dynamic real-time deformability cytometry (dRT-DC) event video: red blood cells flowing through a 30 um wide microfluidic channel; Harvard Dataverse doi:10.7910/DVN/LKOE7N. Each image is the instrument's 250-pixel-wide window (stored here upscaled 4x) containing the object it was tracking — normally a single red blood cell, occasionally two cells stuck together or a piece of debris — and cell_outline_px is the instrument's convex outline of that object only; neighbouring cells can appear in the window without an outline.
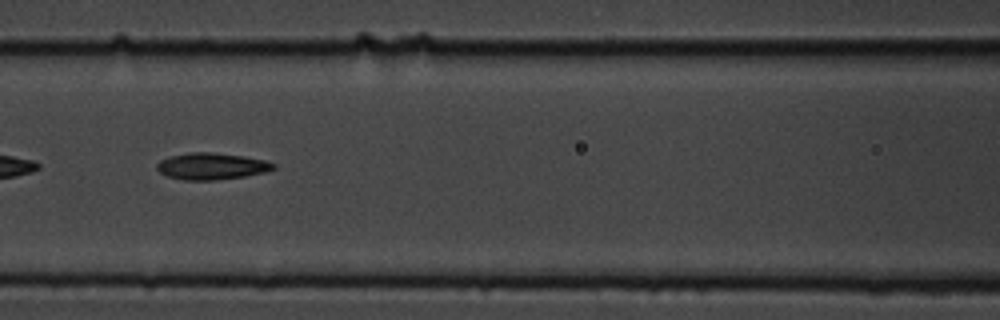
{"species": "common noctule bat (a hibernating species)", "species_latin": "Nyctalus noctula", "temperature_condition": "cold", "stored_images_in_passage": 54, "camera_frame_rate_fps": 3000, "um_per_image_px": 0.085, "animal": {"sex": "male", "body_mass_g": 19.5, "forearm_length_mm": 54.6}, "frame": {"image": 1, "passage_image": 24, "time_ms": 7.667, "image_size_px": [1000, 320], "cell_outline_px": [[276, 168], [264, 172], [244, 176], [216, 180], [184, 180], [168, 176], [160, 172], [156, 168], [156, 164], [160, 160], [168, 156], [192, 152], [212, 152], [244, 156], [264, 160], [276, 164]], "centroid_in_image_um": [17.97, 14.12], "position_along_channel_um": 148.6, "area_um2": 18.09}}
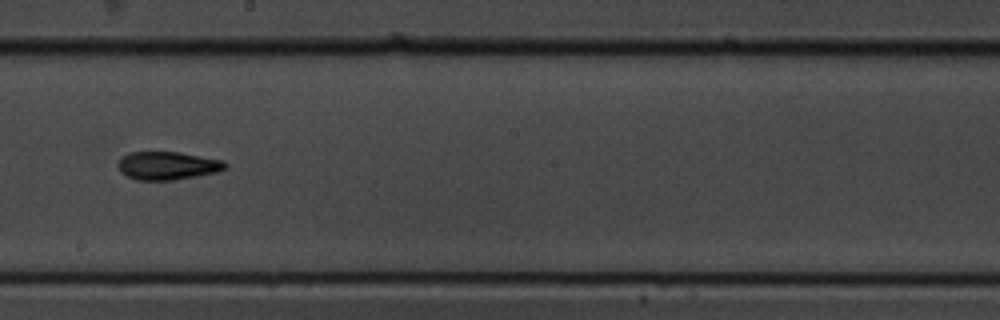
{"frame": {"image": 2, "passage_image": 31, "time_ms": 10.0, "image_size_px": [1000, 320], "cell_outline_px": [[228, 168], [216, 172], [196, 176], [172, 180], [136, 180], [120, 172], [116, 164], [128, 152], [180, 152], [224, 160], [228, 164]], "centroid_in_image_um": [14.26, 14.07], "position_along_channel_um": 233.9, "area_um2": 17.69}, "authors_computed_cell_mechanics": {"area_um2": 18.0336, "velocity_mm_per_s": 3.6714, "shape_relaxation_time_tau1_ms": 5.7026, "shape_relaxation_time_tau2_ms": 4.4627, "deformation_change_tau1": 0.1655, "deformation_change_tau2": 0.1416}}